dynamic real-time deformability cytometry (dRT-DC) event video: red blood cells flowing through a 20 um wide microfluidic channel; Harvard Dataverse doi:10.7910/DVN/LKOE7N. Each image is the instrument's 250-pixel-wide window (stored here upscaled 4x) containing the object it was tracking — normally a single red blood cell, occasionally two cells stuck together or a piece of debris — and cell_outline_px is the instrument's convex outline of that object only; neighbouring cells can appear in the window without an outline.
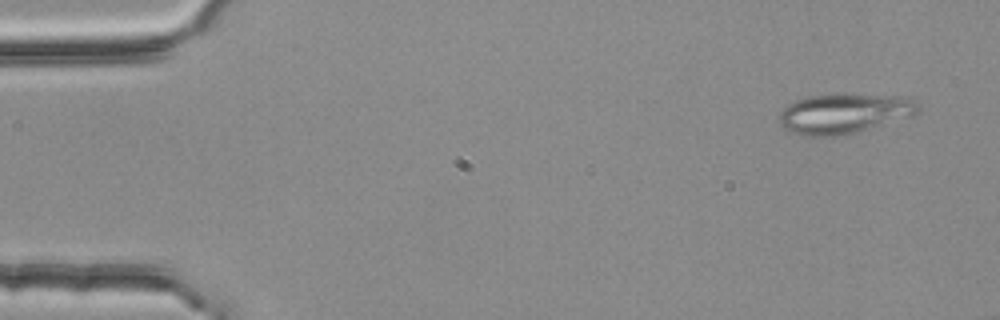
{"species": "common noctule bat (a hibernating species)", "species_latin": "Nyctalus noctula", "temperature_condition": "room temperature", "stored_images_in_passage": 4, "camera_frame_rate_fps": 3000, "um_per_image_px": 0.085, "animal": {"sex": "female", "body_mass_g": 25.1}, "frame": {"image": 1, "passage_image": 1, "time_ms": 0.0, "image_size_px": [1000, 320], "cell_outline_px": [[920, 112], [916, 116], [856, 132], [832, 136], [808, 136], [792, 132], [784, 128], [780, 124], [780, 112], [788, 104], [796, 100], [808, 96], [840, 92], [896, 96], [916, 100], [920, 104]], "centroid_in_image_um": [71.82, 9.62], "position_along_channel_um": 13.2, "area_um2": 33.0}}